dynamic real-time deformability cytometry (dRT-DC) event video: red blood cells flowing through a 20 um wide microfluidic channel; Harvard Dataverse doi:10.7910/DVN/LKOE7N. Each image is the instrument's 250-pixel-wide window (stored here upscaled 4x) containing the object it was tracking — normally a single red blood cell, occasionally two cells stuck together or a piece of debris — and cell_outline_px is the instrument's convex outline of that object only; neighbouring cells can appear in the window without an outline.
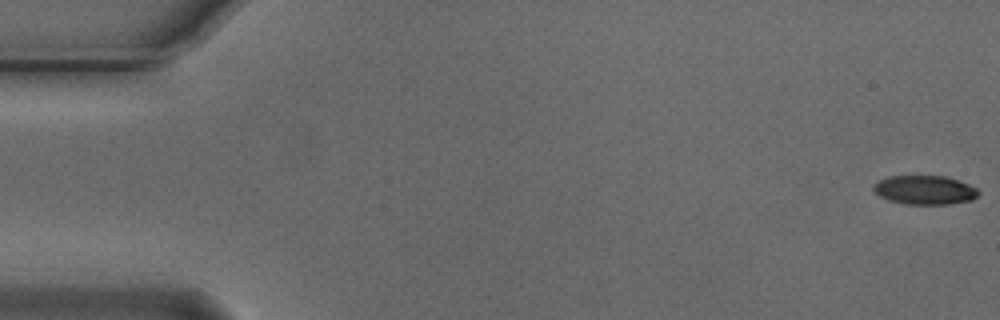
{"species": "Egyptian fruit bat (a non-hibernating species)", "species_latin": "Rousettus aegyptiacus", "temperature_condition": "cold", "stored_images_in_passage": 55, "camera_frame_rate_fps": 3000, "um_per_image_px": 0.085, "animal": {"sex": "male"}, "frame": {"image": 1, "passage_image": 1, "time_ms": 0.0, "image_size_px": [1000, 320], "cell_outline_px": [[980, 192], [972, 200], [948, 204], [904, 204], [888, 200], [872, 192], [872, 188], [880, 180], [888, 176], [948, 176], [968, 184], [976, 188]], "centroid_in_image_um": [78.59, 16.15], "position_along_channel_um": 6.4, "area_um2": 17.74}}
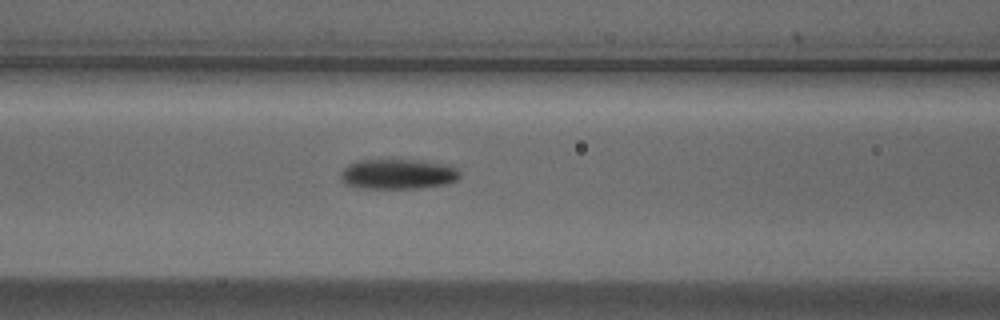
{"frame": {"image": 2, "passage_image": 23, "time_ms": 7.333, "image_size_px": [1000, 320], "cell_outline_px": [[460, 176], [456, 180], [448, 184], [424, 188], [364, 188], [348, 184], [340, 180], [340, 172], [348, 164], [356, 160], [420, 160], [440, 164], [456, 168], [460, 172]], "centroid_in_image_um": [33.81, 14.8], "position_along_channel_um": 132.8, "area_um2": 20.87}}
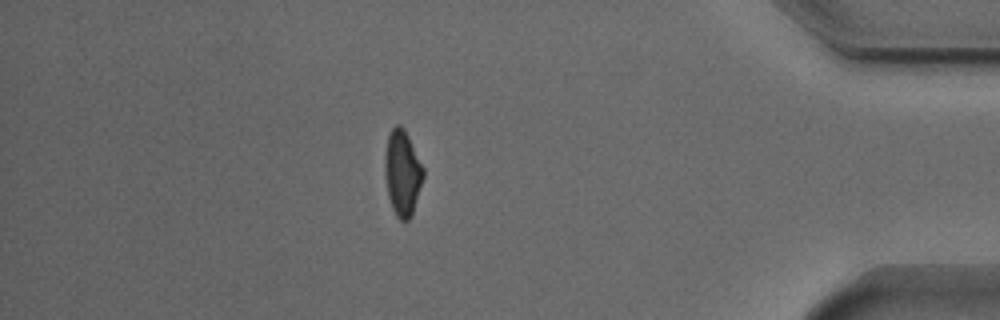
{"frame": {"image": 3, "passage_image": 48, "time_ms": 15.667, "image_size_px": [1000, 320], "cell_outline_px": [[424, 176], [412, 216], [408, 220], [400, 220], [396, 216], [392, 208], [388, 196], [384, 172], [384, 156], [388, 136], [392, 128], [396, 124], [400, 124], [404, 128], [424, 168]], "centroid_in_image_um": [34.2, 14.7], "position_along_channel_um": 401.0, "area_um2": 19.31}, "authors_computed_cell_mechanics": {"area_um2": 19.4208, "velocity_mm_per_s": 3.739, "shape_relaxation_time_tau1_ms": 3.8562, "shape_relaxation_time_tau2_ms": null, "deformation_change_tau1": 0.1573, "deformation_change_tau2": null}}